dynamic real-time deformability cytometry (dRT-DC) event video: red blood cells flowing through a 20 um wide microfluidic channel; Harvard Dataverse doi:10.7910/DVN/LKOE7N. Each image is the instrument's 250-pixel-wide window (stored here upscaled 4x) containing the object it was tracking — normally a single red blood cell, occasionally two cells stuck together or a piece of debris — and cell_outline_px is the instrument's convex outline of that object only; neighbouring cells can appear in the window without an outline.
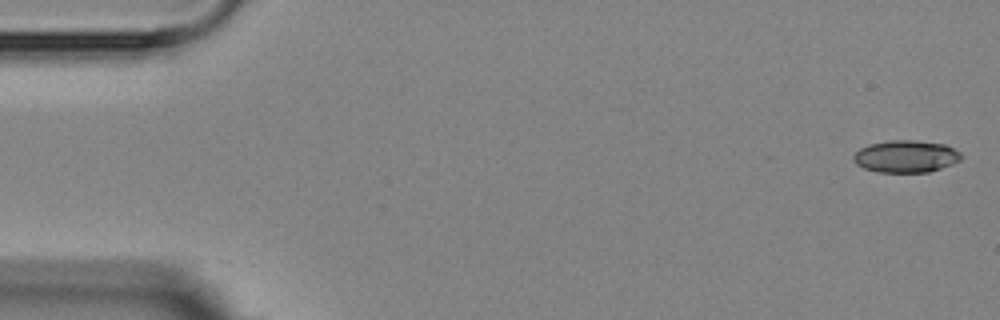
{"species": "Egyptian fruit bat (a non-hibernating species)", "species_latin": "Rousettus aegyptiacus", "temperature_condition": "room temperature", "stored_images_in_passage": 5, "camera_frame_rate_fps": 3000, "um_per_image_px": 0.085, "animal": {"sex": "female"}, "frame": {"image": 1, "passage_image": 1, "time_ms": 0.0, "image_size_px": [1000, 320], "cell_outline_px": [[964, 156], [960, 160], [952, 164], [928, 172], [876, 172], [864, 168], [856, 164], [852, 160], [852, 156], [860, 148], [868, 144], [888, 140], [916, 140], [944, 144], [960, 152]], "centroid_in_image_um": [76.98, 13.29], "position_along_channel_um": 8.0, "area_um2": 20.35}}